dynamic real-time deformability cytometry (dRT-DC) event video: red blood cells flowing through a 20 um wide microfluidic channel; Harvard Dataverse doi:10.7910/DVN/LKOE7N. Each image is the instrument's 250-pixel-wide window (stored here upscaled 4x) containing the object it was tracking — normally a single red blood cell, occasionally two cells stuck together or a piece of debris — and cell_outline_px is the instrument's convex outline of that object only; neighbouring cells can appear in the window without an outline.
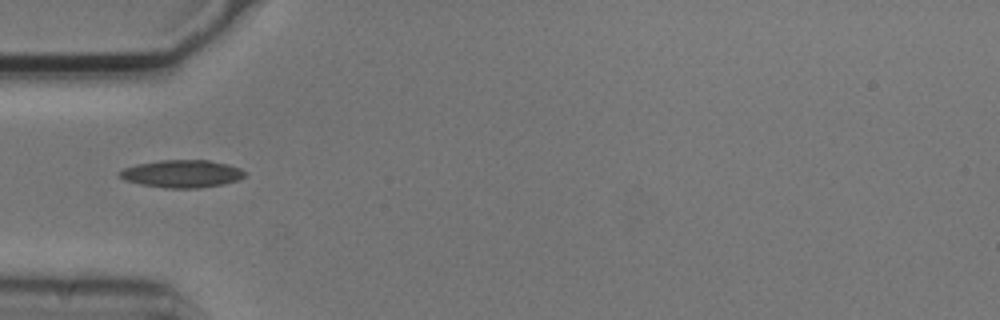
{"species": "common noctule bat (a hibernating species)", "species_latin": "Nyctalus noctula", "temperature_condition": "cold", "stored_images_in_passage": 5, "camera_frame_rate_fps": 3000, "um_per_image_px": 0.085, "animal": {"sex": "male", "body_mass_g": 20.5, "forearm_length_mm": 52.5}, "frame": {"image": 1, "passage_image": 5, "time_ms": 1.333, "image_size_px": [1000, 320], "cell_outline_px": [[248, 172], [244, 176], [236, 180], [224, 184], [200, 188], [164, 188], [140, 184], [124, 180], [116, 172], [124, 168], [136, 164], [160, 160], [208, 160], [228, 164], [240, 168]], "centroid_in_image_um": [15.45, 14.77], "position_along_channel_um": 69.5, "area_um2": 20.29}}